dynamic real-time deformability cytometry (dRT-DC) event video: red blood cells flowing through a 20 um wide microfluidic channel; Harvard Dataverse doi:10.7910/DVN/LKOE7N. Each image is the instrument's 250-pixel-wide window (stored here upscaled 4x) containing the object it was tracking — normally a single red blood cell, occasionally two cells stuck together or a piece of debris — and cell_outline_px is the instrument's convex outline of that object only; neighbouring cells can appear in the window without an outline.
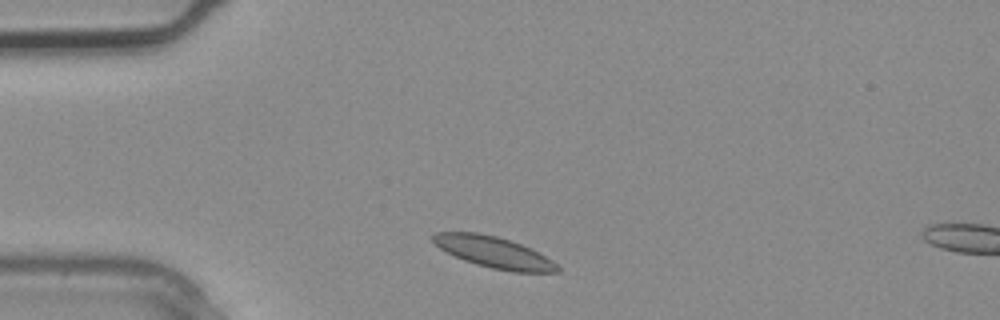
{"species": "common noctule bat (a hibernating species)", "species_latin": "Nyctalus noctula", "temperature_condition": "warm", "stored_images_in_passage": 3, "segment_of_instrument_passage": [1, 2], "camera_frame_rate_fps": 3000, "um_per_image_px": 0.085, "animal": {"sex": "male", "body_mass_g": 20.4}, "frame": {"image": 1, "passage_image": 2, "time_ms": 0.333, "image_size_px": [1000, 320], "cell_outline_px": [[560, 272], [512, 272], [492, 268], [476, 264], [464, 260], [440, 248], [432, 240], [432, 236], [436, 232], [476, 232], [496, 236], [520, 244], [552, 260], [560, 268]], "centroid_in_image_um": [41.97, 21.44], "position_along_channel_um": 43.0, "area_um2": 22.2}}